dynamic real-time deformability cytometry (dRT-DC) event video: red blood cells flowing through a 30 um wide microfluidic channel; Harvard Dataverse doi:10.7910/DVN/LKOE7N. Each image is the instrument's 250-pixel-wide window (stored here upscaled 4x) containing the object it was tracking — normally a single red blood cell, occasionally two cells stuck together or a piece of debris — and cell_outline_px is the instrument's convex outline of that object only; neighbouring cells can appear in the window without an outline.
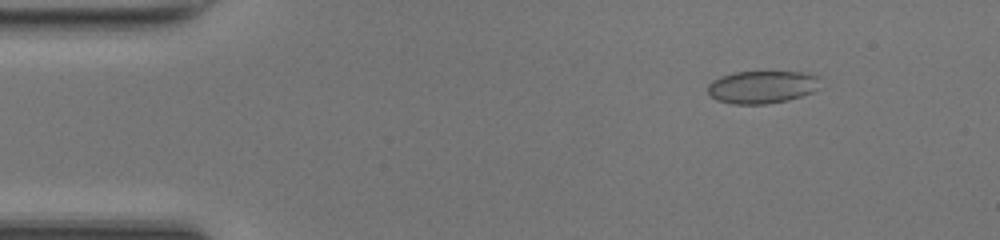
{"species": "common noctule bat (a hibernating species)", "species_latin": "Nyctalus noctula", "temperature_condition": "room temperature", "stored_images_in_passage": 43, "camera_frame_rate_fps": 3000, "um_per_image_px": 0.085, "animal": {"sex": "female", "body_mass_g": 17.0, "forearm_length_mm": 48.0}, "frame": {"image": 1, "passage_image": 1, "time_ms": 0.0, "image_size_px": [1000, 240], "cell_outline_px": [[820, 76], [816, 88], [812, 92], [788, 100], [764, 104], [732, 104], [716, 100], [708, 92], [708, 84], [712, 80], [720, 76], [732, 72], [804, 72]], "centroid_in_image_um": [64.74, 7.39], "position_along_channel_um": 20.3, "area_um2": 21.39}}
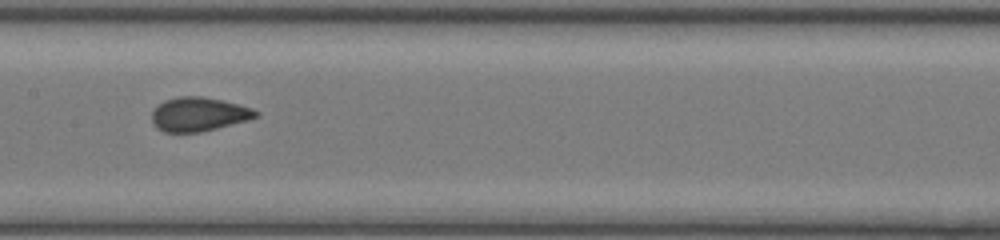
{"frame": {"image": 2, "passage_image": 19, "time_ms": 6.0, "image_size_px": [1000, 240], "cell_outline_px": [[260, 116], [248, 120], [200, 132], [164, 132], [156, 128], [152, 120], [152, 112], [164, 100], [180, 96], [200, 96], [224, 100], [252, 108], [260, 112]], "centroid_in_image_um": [16.92, 9.71], "position_along_channel_um": 190.5, "area_um2": 20.58}}
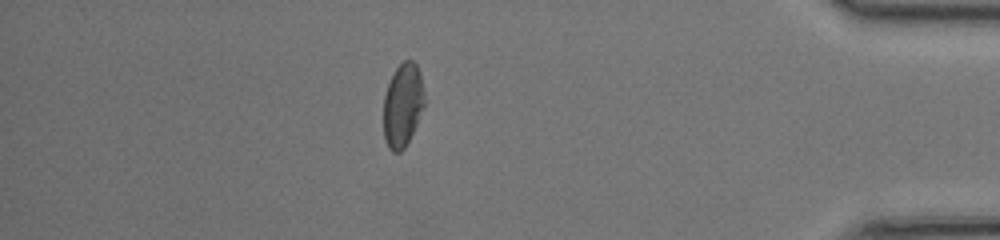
{"frame": {"image": 3, "passage_image": 37, "time_ms": 12.0, "image_size_px": [1000, 240], "cell_outline_px": [[424, 104], [416, 124], [404, 148], [400, 152], [392, 152], [388, 148], [384, 136], [384, 96], [388, 84], [396, 68], [404, 60], [412, 60], [416, 64], [420, 72], [424, 92]], "centroid_in_image_um": [34.22, 8.92], "position_along_channel_um": 401.0, "area_um2": 19.65}, "authors_computed_cell_mechanics": {"area_um2": 20.5768, "velocity_mm_per_s": 4.2653, "shape_relaxation_time_tau1_ms": null, "shape_relaxation_time_tau2_ms": 0.6775, "deformation_change_tau1": null, "deformation_change_tau2": 0.0444}}